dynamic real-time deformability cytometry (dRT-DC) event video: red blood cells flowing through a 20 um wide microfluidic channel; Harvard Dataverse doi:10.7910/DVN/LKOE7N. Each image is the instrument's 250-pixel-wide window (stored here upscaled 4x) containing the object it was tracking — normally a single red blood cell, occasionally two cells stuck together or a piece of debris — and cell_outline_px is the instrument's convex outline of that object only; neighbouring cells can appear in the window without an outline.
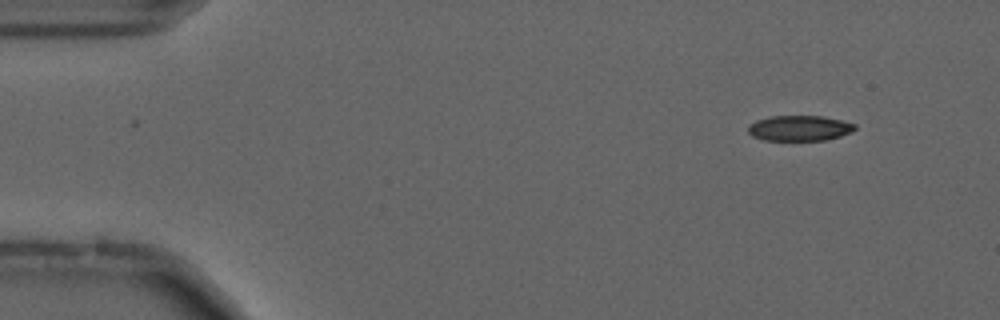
{"species": "common noctule bat (a hibernating species)", "species_latin": "Nyctalus noctula", "temperature_condition": "cold", "stored_images_in_passage": 52, "camera_frame_rate_fps": 3000, "um_per_image_px": 0.085, "animal": {"sex": "male", "forearm_length_mm": 52.5}, "frame": {"image": 1, "passage_image": 2, "time_ms": 0.333, "image_size_px": [1000, 320], "cell_outline_px": [[856, 128], [852, 132], [840, 136], [824, 140], [764, 140], [752, 136], [748, 132], [748, 124], [756, 120], [772, 116], [824, 116], [856, 124]], "centroid_in_image_um": [67.94, 10.89], "position_along_channel_um": 17.1, "area_um2": 15.84}}
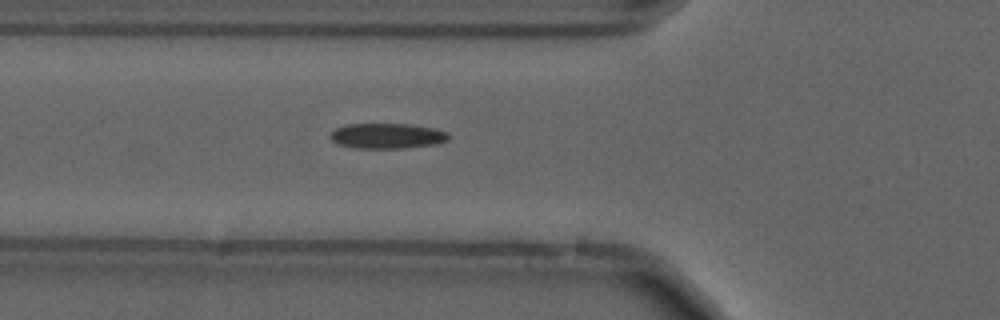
{"frame": {"image": 2, "passage_image": 16, "time_ms": 5.0, "image_size_px": [1000, 320], "cell_outline_px": [[452, 136], [448, 140], [436, 144], [404, 148], [356, 148], [336, 144], [328, 136], [336, 128], [344, 124], [412, 124], [432, 128], [448, 132]], "centroid_in_image_um": [32.91, 11.55], "position_along_channel_um": 92.9, "area_um2": 17.63}}
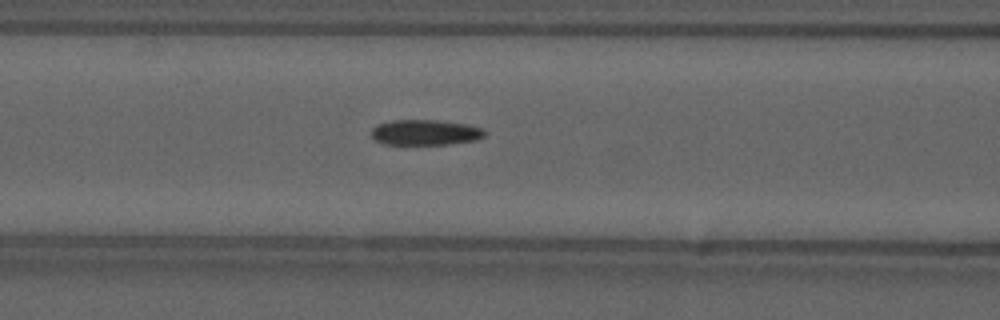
{"frame": {"image": 3, "passage_image": 19, "time_ms": 6.0, "image_size_px": [1000, 320], "cell_outline_px": [[488, 132], [484, 136], [476, 140], [448, 144], [384, 144], [376, 140], [372, 136], [372, 128], [376, 124], [392, 120], [436, 120], [468, 124], [484, 128]], "centroid_in_image_um": [36.18, 11.24], "position_along_channel_um": 130.4, "area_um2": 16.94}, "authors_computed_cell_mechanics": {"area_um2": 16.8776, "velocity_mm_per_s": 3.703, "shape_relaxation_time_tau1_ms": null, "shape_relaxation_time_tau2_ms": 8.0266, "deformation_change_tau1": null, "deformation_change_tau2": 0.1783}}